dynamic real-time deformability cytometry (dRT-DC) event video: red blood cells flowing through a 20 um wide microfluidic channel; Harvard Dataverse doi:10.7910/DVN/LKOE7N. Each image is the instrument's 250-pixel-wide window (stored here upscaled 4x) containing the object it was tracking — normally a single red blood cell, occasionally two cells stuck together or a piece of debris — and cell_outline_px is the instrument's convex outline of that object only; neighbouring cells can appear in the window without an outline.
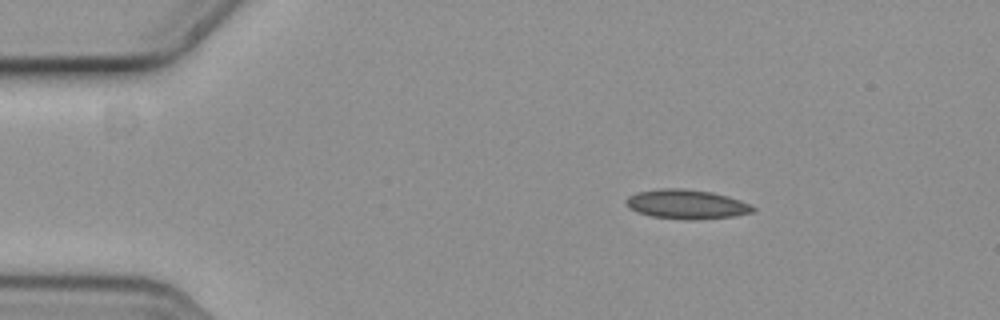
{"species": "common noctule bat (a hibernating species)", "species_latin": "Nyctalus noctula", "temperature_condition": "cold", "stored_images_in_passage": 9, "camera_frame_rate_fps": 3000, "um_per_image_px": 0.085, "animal": {"sex": "female", "body_mass_g": 19.3, "forearm_length_mm": 54.1}, "frame": {"image": 1, "passage_image": 1, "time_ms": 0.0, "image_size_px": [1000, 320], "cell_outline_px": [[756, 212], [736, 216], [700, 220], [684, 220], [652, 216], [636, 212], [628, 208], [628, 196], [640, 192], [660, 188], [680, 188], [712, 192], [728, 196], [740, 200], [756, 208]], "centroid_in_image_um": [58.41, 17.38], "position_along_channel_um": 26.6, "area_um2": 21.79}}
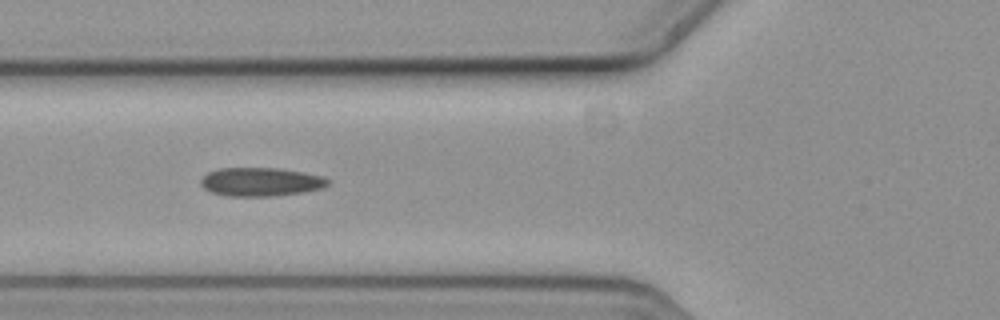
{"frame": {"image": 2, "passage_image": 4, "time_ms": 1.0, "image_size_px": [1000, 320], "cell_outline_px": [[332, 180], [324, 188], [304, 192], [272, 196], [228, 196], [212, 192], [204, 188], [200, 184], [200, 180], [208, 172], [220, 168], [276, 168], [324, 176]], "centroid_in_image_um": [22.19, 15.46], "position_along_channel_um": 103.6, "area_um2": 21.21}}
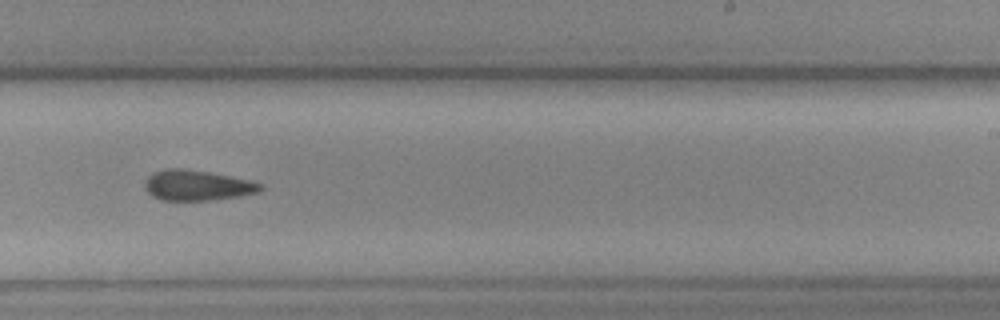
{"frame": {"image": 3, "passage_image": 8, "time_ms": 2.333, "image_size_px": [1000, 320], "cell_outline_px": [[264, 188], [260, 192], [240, 196], [212, 200], [160, 200], [152, 196], [144, 188], [148, 176], [156, 172], [168, 168], [180, 168], [208, 172], [248, 180], [260, 184]], "centroid_in_image_um": [16.75, 15.77], "position_along_channel_um": 272.2, "area_um2": 20.23}}